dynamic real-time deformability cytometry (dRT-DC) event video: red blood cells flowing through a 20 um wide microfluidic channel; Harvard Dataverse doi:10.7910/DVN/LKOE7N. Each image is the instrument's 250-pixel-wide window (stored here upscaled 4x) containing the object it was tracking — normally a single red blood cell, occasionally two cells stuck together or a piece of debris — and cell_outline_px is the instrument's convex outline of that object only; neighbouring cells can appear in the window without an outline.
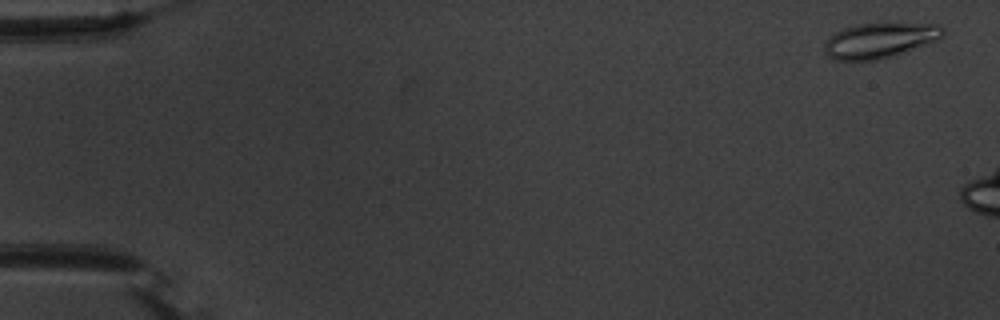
{"species": "common noctule bat (a hibernating species)", "species_latin": "Nyctalus noctula", "temperature_condition": "warm", "stored_images_in_passage": 8, "camera_frame_rate_fps": 3000, "um_per_image_px": 0.085, "animal": {"sex": "male", "body_mass_g": 20.1, "forearm_length_mm": 53.5}, "frame": {"image": 1, "passage_image": 2, "time_ms": 0.333, "image_size_px": [1000, 320], "cell_outline_px": [[944, 36], [936, 40], [876, 60], [836, 60], [828, 56], [824, 52], [824, 44], [828, 36], [844, 28], [856, 24], [940, 24], [944, 28]], "centroid_in_image_um": [74.72, 3.42], "position_along_channel_um": 10.3, "area_um2": 23.7}}